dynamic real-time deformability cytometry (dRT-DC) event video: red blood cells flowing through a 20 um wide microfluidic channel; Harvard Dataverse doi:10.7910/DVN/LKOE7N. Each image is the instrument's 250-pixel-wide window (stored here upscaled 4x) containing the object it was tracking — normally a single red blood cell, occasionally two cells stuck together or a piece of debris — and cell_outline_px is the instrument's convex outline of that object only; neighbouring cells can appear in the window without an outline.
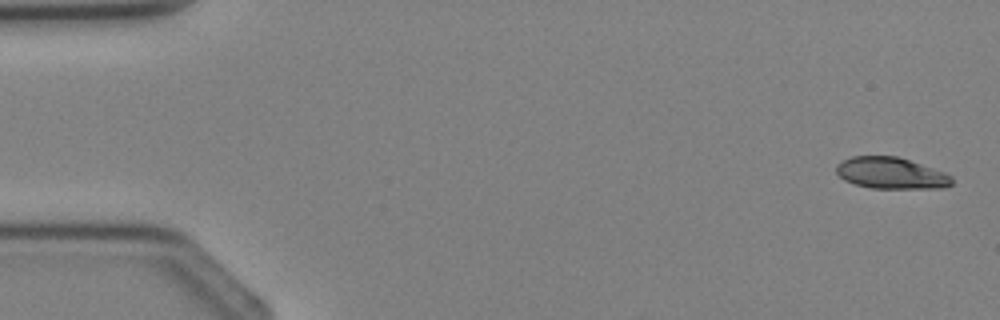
{"species": "Egyptian fruit bat (a non-hibernating species)", "species_latin": "Rousettus aegyptiacus", "temperature_condition": "cold", "stored_images_in_passage": 4, "segment_of_instrument_passage": [1, 2], "camera_frame_rate_fps": 3000, "um_per_image_px": 0.085, "animal": {"sex": "female"}, "frame": {"image": 1, "passage_image": 1, "time_ms": 0.0, "image_size_px": [1000, 320], "cell_outline_px": [[952, 184], [944, 188], [872, 188], [856, 184], [844, 180], [836, 172], [836, 164], [852, 156], [896, 156], [944, 172], [952, 176]], "centroid_in_image_um": [75.73, 14.72], "position_along_channel_um": 9.3, "area_um2": 20.98}}